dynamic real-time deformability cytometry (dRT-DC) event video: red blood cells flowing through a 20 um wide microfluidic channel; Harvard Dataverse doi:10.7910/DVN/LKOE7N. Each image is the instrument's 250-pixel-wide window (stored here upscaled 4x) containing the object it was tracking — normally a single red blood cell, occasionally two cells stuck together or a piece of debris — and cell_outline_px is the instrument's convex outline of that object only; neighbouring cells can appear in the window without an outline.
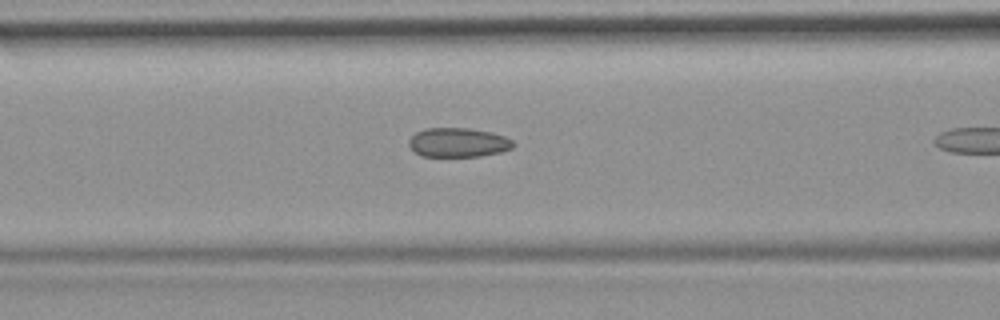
{"species": "common noctule bat (a hibernating species)", "species_latin": "Nyctalus noctula", "temperature_condition": "room temperature", "stored_images_in_passage": 7, "camera_frame_rate_fps": 3000, "um_per_image_px": 0.085, "animal": {"sex": "female", "body_mass_g": 19.9}, "frame": {"image": 1, "passage_image": 6, "time_ms": 1.667, "image_size_px": [1000, 320], "cell_outline_px": [[516, 144], [512, 148], [500, 152], [480, 156], [420, 156], [408, 144], [408, 140], [416, 132], [424, 128], [468, 128], [492, 132], [504, 136], [512, 140]], "centroid_in_image_um": [38.95, 12.1], "position_along_channel_um": 127.7, "area_um2": 17.8}}